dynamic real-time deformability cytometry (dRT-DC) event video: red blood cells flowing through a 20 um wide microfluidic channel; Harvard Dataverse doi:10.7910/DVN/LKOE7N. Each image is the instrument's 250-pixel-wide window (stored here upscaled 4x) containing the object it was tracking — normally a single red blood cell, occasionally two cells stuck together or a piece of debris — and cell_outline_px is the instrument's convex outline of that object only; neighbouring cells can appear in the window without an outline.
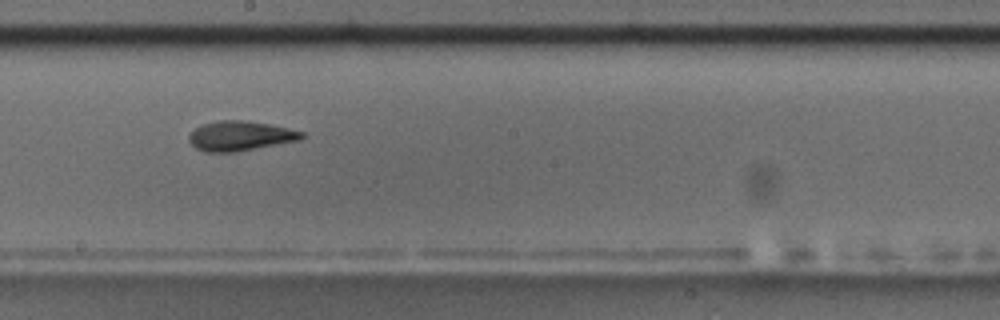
{"species": "common noctule bat (a hibernating species)", "species_latin": "Nyctalus noctula", "temperature_condition": "room temperature", "stored_images_in_passage": 13, "camera_frame_rate_fps": 3000, "um_per_image_px": 0.085, "animal": {"sex": "male", "body_mass_g": 17.5, "forearm_length_mm": 52.3}, "frame": {"image": 1, "passage_image": 6, "time_ms": 5.667, "image_size_px": [1000, 320], "cell_outline_px": [[304, 136], [300, 140], [236, 152], [204, 152], [196, 148], [188, 140], [188, 136], [196, 128], [204, 124], [216, 120], [248, 120], [288, 128], [304, 132]], "centroid_in_image_um": [20.42, 11.55], "position_along_channel_um": 227.8, "area_um2": 19.54}, "authors_computed_cell_mechanics": {"area_um2": 19.4786, "velocity_mm_per_s": 3.6795, "shape_relaxation_time_tau1_ms": 4.6506, "shape_relaxation_time_tau2_ms": null, "deformation_change_tau1": 0.1731, "deformation_change_tau2": null}}